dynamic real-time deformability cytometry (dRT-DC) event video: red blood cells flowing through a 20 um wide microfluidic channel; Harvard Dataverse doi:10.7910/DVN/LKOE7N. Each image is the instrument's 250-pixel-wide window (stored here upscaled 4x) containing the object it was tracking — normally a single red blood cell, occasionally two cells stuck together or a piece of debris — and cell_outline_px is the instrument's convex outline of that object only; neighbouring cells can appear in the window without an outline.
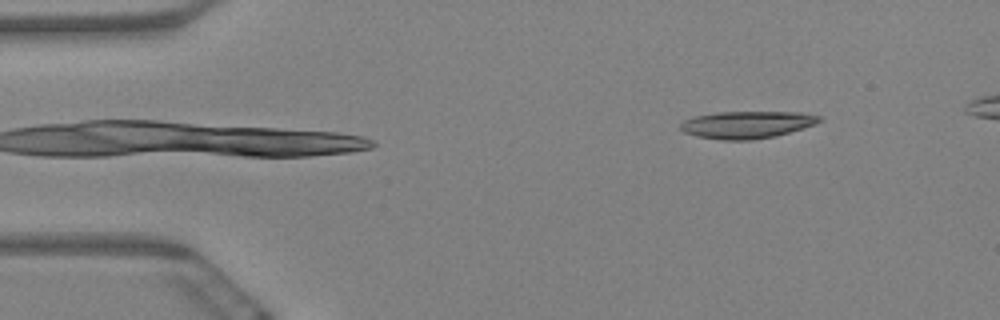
{"species": "Egyptian fruit bat (a non-hibernating species)", "species_latin": "Rousettus aegyptiacus", "temperature_condition": "warm", "stored_images_in_passage": 5, "camera_frame_rate_fps": 3000, "um_per_image_px": 0.085, "animal": {"sex": "female"}, "frame": {"image": 1, "passage_image": 1, "time_ms": 0.0, "image_size_px": [1000, 320], "cell_outline_px": [[824, 120], [816, 124], [804, 128], [776, 136], [752, 140], [724, 140], [696, 136], [684, 132], [680, 128], [680, 124], [684, 120], [692, 116], [716, 112], [804, 112], [824, 116]], "centroid_in_image_um": [63.54, 10.59], "position_along_channel_um": 21.5, "area_um2": 22.43}}